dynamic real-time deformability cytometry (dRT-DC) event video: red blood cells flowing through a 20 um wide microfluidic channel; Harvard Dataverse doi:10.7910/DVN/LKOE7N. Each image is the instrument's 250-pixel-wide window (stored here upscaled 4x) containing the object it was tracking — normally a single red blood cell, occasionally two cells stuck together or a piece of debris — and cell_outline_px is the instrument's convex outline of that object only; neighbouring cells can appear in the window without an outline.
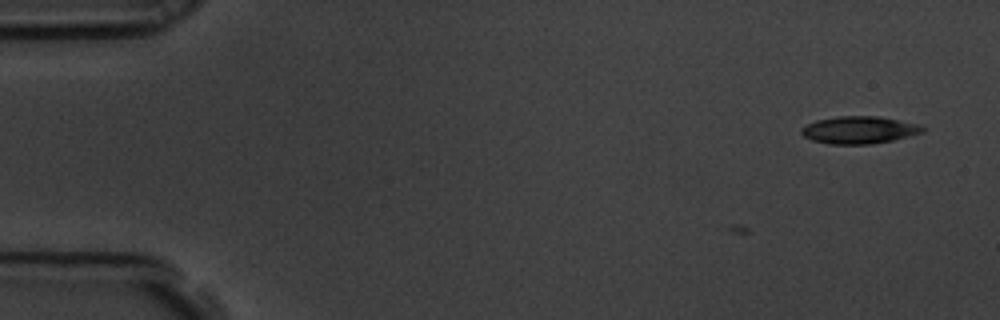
{"species": "common noctule bat (a hibernating species)", "species_latin": "Nyctalus noctula", "temperature_condition": "room temperature", "stored_images_in_passage": 8, "camera_frame_rate_fps": 3000, "um_per_image_px": 0.085, "animal": {"sex": "male", "body_mass_g": 19.5, "forearm_length_mm": 54.6}, "frame": {"image": 1, "passage_image": 1, "time_ms": 0.0, "image_size_px": [1000, 320], "cell_outline_px": [[924, 132], [892, 140], [872, 144], [828, 144], [812, 140], [804, 136], [800, 132], [800, 128], [816, 120], [840, 116], [880, 116], [920, 124], [924, 128]], "centroid_in_image_um": [73.03, 11.04], "position_along_channel_um": 12.0, "area_um2": 19.36}}